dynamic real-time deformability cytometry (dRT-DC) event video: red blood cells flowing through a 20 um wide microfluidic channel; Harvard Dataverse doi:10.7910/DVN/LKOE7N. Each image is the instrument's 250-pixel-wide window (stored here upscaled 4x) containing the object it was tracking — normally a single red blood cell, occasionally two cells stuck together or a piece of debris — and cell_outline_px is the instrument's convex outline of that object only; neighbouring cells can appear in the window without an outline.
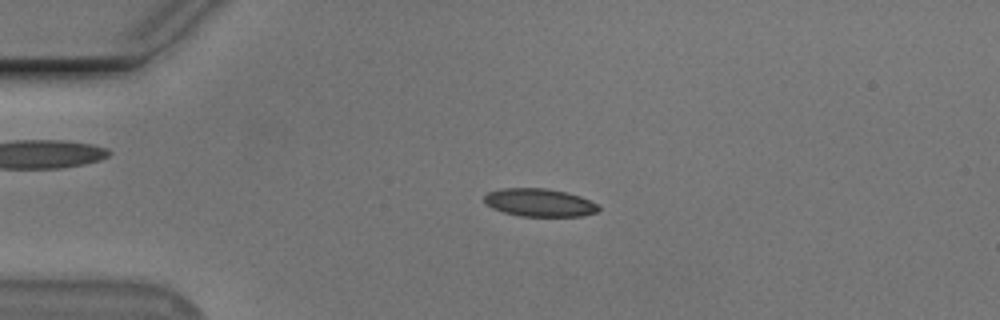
{"species": "Egyptian fruit bat (a non-hibernating species)", "species_latin": "Rousettus aegyptiacus", "temperature_condition": "cold", "stored_images_in_passage": 52, "camera_frame_rate_fps": 3000, "um_per_image_px": 0.085, "animal": {"sex": "male"}, "frame": {"image": 1, "passage_image": 10, "time_ms": 3.0, "image_size_px": [1000, 320], "cell_outline_px": [[600, 212], [584, 216], [520, 216], [504, 212], [492, 208], [484, 204], [484, 196], [488, 192], [500, 188], [544, 188], [568, 192], [580, 196], [596, 204], [600, 208]], "centroid_in_image_um": [45.85, 17.22], "position_along_channel_um": 39.2, "area_um2": 18.79}}
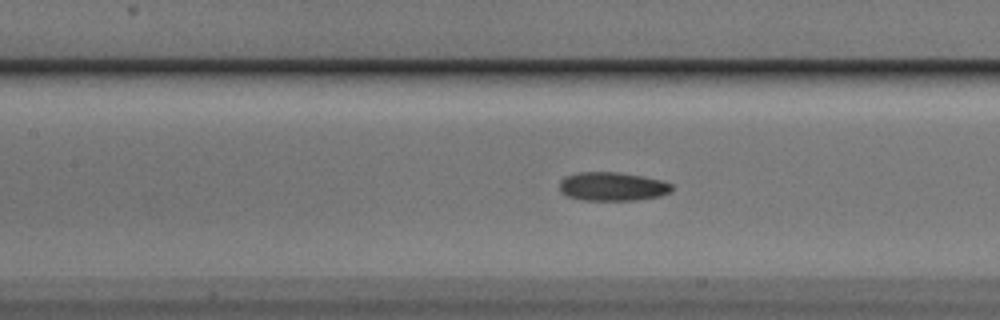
{"frame": {"image": 2, "passage_image": 22, "time_ms": 7.0, "image_size_px": [1000, 320], "cell_outline_px": [[672, 192], [660, 196], [636, 200], [584, 200], [568, 196], [560, 192], [560, 180], [564, 176], [576, 172], [616, 172], [640, 176], [660, 180], [672, 184]], "centroid_in_image_um": [52.03, 15.85], "position_along_channel_um": 155.4, "area_um2": 18.79}}
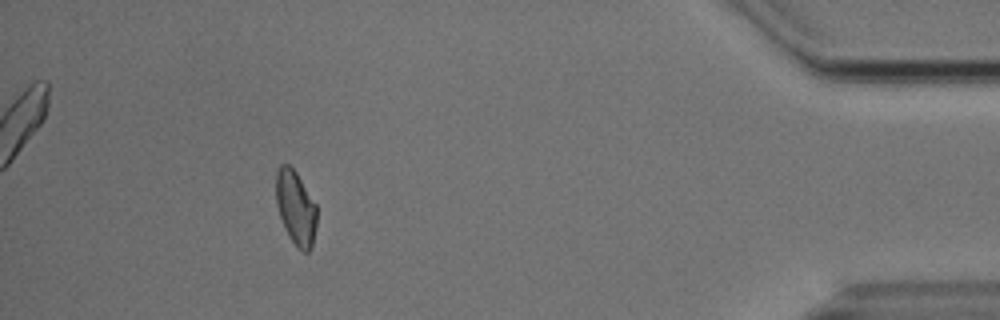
{"frame": {"image": 3, "passage_image": 47, "time_ms": 15.333, "image_size_px": [1000, 320], "cell_outline_px": [[316, 228], [312, 248], [308, 252], [304, 252], [296, 248], [288, 236], [284, 228], [276, 204], [276, 172], [280, 164], [288, 164], [296, 172], [316, 204]], "centroid_in_image_um": [25.13, 17.69], "position_along_channel_um": 410.1, "area_um2": 17.8}}